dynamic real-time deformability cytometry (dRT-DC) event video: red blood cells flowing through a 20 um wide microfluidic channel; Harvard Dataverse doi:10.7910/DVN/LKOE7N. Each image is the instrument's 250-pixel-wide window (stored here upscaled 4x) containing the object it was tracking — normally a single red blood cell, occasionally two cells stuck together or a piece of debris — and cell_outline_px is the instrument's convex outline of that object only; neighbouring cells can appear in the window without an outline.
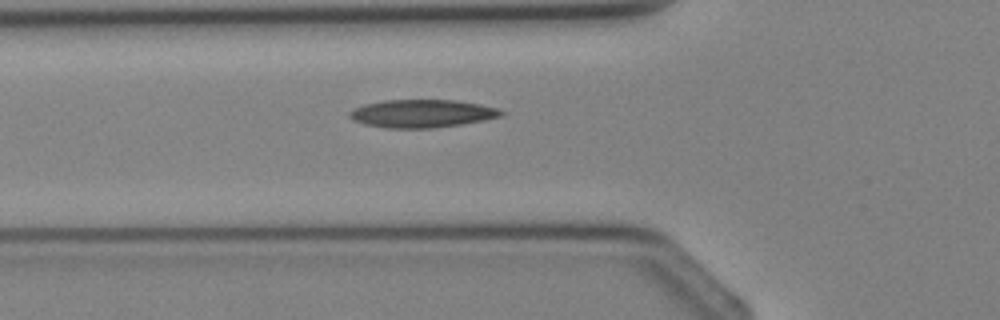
{"species": "Egyptian fruit bat (a non-hibernating species)", "species_latin": "Rousettus aegyptiacus", "temperature_condition": "cold", "stored_images_in_passage": 4, "camera_frame_rate_fps": 3000, "um_per_image_px": 0.085, "animal": {"sex": "female"}, "frame": {"image": 1, "passage_image": 4, "time_ms": 3.333, "image_size_px": [1000, 320], "cell_outline_px": [[508, 112], [500, 116], [484, 120], [460, 124], [432, 128], [388, 128], [364, 124], [352, 120], [348, 116], [348, 112], [352, 108], [364, 104], [384, 100], [456, 100], [480, 104], [496, 108]], "centroid_in_image_um": [35.83, 9.64], "position_along_channel_um": 90.0, "area_um2": 24.8}}